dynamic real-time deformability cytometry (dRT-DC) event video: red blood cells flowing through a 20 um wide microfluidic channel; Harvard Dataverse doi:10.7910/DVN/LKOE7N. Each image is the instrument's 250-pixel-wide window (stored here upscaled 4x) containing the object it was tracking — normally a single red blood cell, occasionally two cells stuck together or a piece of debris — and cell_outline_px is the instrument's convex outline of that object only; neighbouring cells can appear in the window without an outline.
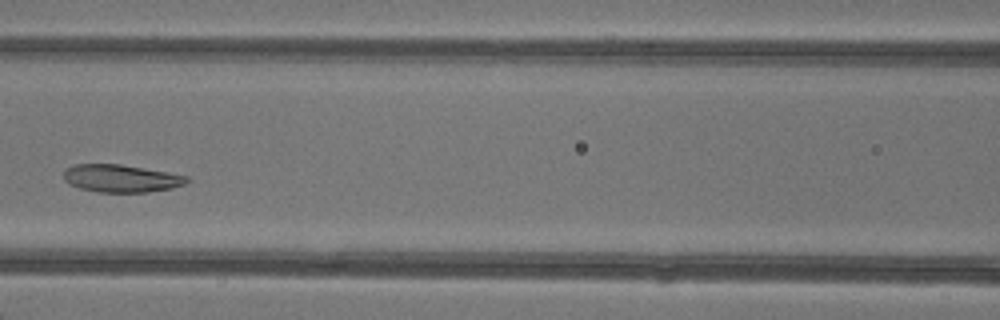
{"species": "common noctule bat (a hibernating species)", "species_latin": "Nyctalus noctula", "temperature_condition": "warm", "stored_images_in_passage": 4, "camera_frame_rate_fps": 3000, "um_per_image_px": 0.085, "animal": {"sex": "female"}, "frame": {"image": 1, "passage_image": 3, "time_ms": 2.333, "image_size_px": [1000, 320], "cell_outline_px": [[192, 180], [184, 184], [172, 188], [148, 192], [100, 192], [80, 188], [68, 184], [64, 180], [64, 172], [68, 168], [76, 164], [120, 164], [188, 176]], "centroid_in_image_um": [10.31, 15.17], "position_along_channel_um": 156.3, "area_um2": 19.71}}
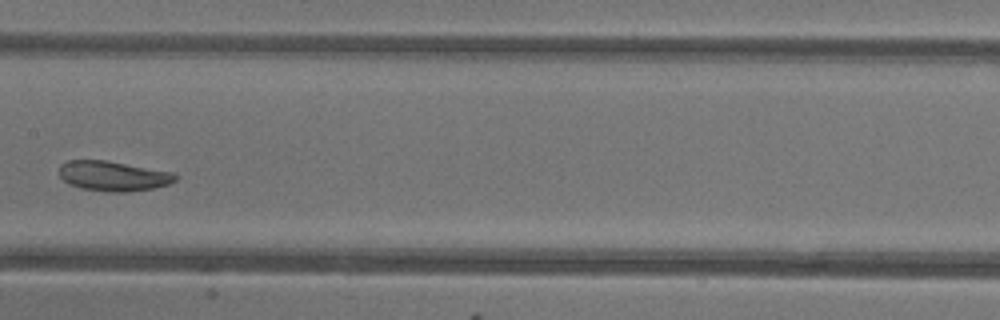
{"frame": {"image": 2, "passage_image": 4, "time_ms": 3.333, "image_size_px": [1000, 320], "cell_outline_px": [[180, 176], [176, 180], [168, 184], [152, 188], [124, 192], [112, 192], [80, 188], [68, 184], [60, 176], [60, 164], [68, 160], [104, 160], [172, 172]], "centroid_in_image_um": [9.61, 14.96], "position_along_channel_um": 197.8, "area_um2": 20.11}}